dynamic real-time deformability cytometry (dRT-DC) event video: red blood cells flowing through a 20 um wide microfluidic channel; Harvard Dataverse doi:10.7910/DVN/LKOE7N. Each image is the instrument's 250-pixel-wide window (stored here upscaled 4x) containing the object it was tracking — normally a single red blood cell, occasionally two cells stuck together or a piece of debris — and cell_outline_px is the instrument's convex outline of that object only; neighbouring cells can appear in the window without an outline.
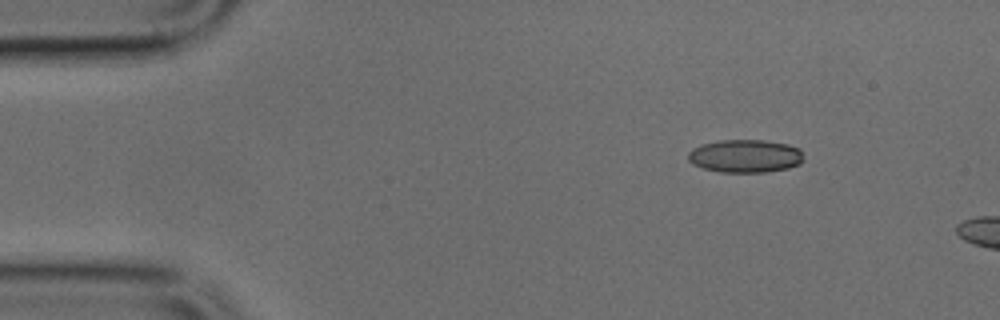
{"species": "common noctule bat (a hibernating species)", "species_latin": "Nyctalus noctula", "temperature_condition": "cold", "stored_images_in_passage": 5, "camera_frame_rate_fps": 3000, "um_per_image_px": 0.085, "animal": {"sex": "male", "body_mass_g": 17.9, "forearm_length_mm": 54.2}, "frame": {"image": 1, "passage_image": 1, "time_ms": 0.0, "image_size_px": [1000, 320], "cell_outline_px": [[804, 160], [800, 164], [788, 168], [764, 172], [720, 172], [704, 168], [692, 164], [688, 160], [688, 152], [692, 148], [700, 144], [720, 140], [764, 140], [788, 144], [800, 148]], "centroid_in_image_um": [63.34, 13.26], "position_along_channel_um": 21.7, "area_um2": 22.43}}